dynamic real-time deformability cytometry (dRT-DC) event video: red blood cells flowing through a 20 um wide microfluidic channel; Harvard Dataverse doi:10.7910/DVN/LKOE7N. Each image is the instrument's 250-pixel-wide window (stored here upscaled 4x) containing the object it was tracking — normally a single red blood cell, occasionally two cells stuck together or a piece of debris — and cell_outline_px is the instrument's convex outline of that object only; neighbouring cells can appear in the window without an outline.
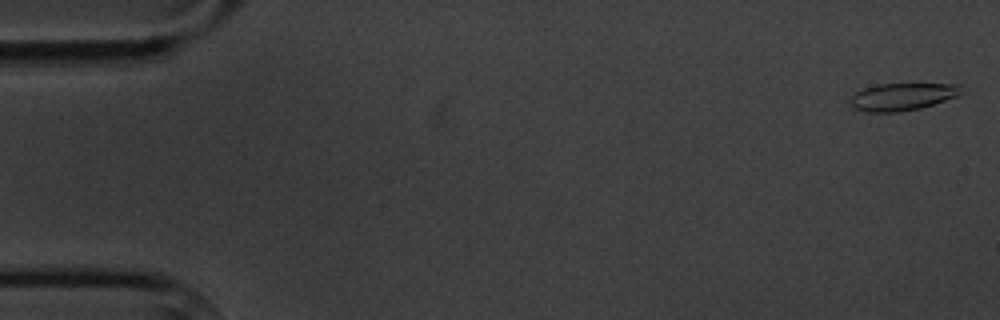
{"species": "common noctule bat (a hibernating species)", "species_latin": "Nyctalus noctula", "temperature_condition": "cold", "stored_images_in_passage": 5, "camera_frame_rate_fps": 3000, "um_per_image_px": 0.085, "animal": {"sex": "male", "body_mass_g": 20.1, "forearm_length_mm": 53.5}, "frame": {"image": 1, "passage_image": 1, "time_ms": 0.0, "image_size_px": [1000, 320], "cell_outline_px": [[968, 92], [960, 96], [920, 108], [896, 112], [868, 112], [852, 108], [848, 100], [856, 92], [864, 88], [876, 84], [964, 84]], "centroid_in_image_um": [76.79, 8.21], "position_along_channel_um": 8.2, "area_um2": 18.21}}